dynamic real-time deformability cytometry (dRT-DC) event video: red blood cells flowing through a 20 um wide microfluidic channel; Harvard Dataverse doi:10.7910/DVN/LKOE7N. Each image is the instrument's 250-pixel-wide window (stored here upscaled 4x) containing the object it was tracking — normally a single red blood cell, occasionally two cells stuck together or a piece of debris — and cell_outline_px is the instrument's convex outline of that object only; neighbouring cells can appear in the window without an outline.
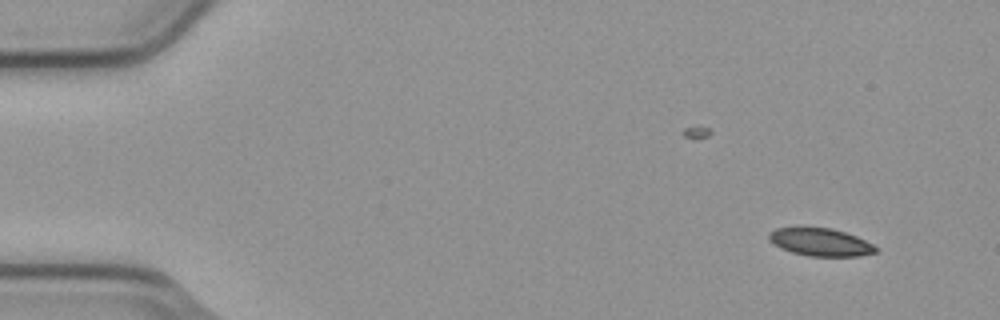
{"species": "common noctule bat (a hibernating species)", "species_latin": "Nyctalus noctula", "temperature_condition": "cold", "stored_images_in_passage": 6, "camera_frame_rate_fps": 3000, "um_per_image_px": 0.085, "animal": {"sex": "male", "body_mass_g": 23.1, "forearm_length_mm": 52.7}, "frame": {"image": 1, "passage_image": 2, "time_ms": 0.333, "image_size_px": [1000, 320], "cell_outline_px": [[876, 252], [860, 256], [808, 256], [792, 252], [780, 248], [768, 240], [768, 232], [776, 228], [832, 228], [856, 236], [872, 244], [876, 248]], "centroid_in_image_um": [69.7, 20.59], "position_along_channel_um": 15.3, "area_um2": 17.11}}
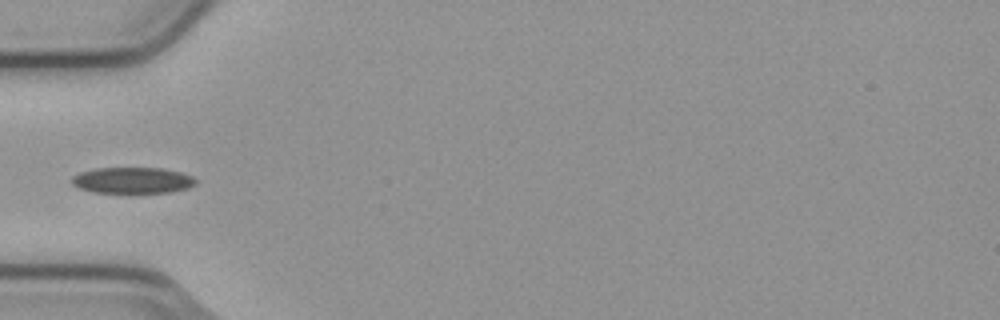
{"frame": {"image": 2, "passage_image": 6, "time_ms": 1.667, "image_size_px": [1000, 320], "cell_outline_px": [[196, 184], [188, 188], [172, 192], [132, 196], [128, 196], [92, 192], [80, 188], [72, 184], [72, 176], [80, 172], [96, 168], [160, 168], [180, 172], [192, 176], [196, 180]], "centroid_in_image_um": [11.26, 15.39], "position_along_channel_um": 73.7, "area_um2": 19.94}}